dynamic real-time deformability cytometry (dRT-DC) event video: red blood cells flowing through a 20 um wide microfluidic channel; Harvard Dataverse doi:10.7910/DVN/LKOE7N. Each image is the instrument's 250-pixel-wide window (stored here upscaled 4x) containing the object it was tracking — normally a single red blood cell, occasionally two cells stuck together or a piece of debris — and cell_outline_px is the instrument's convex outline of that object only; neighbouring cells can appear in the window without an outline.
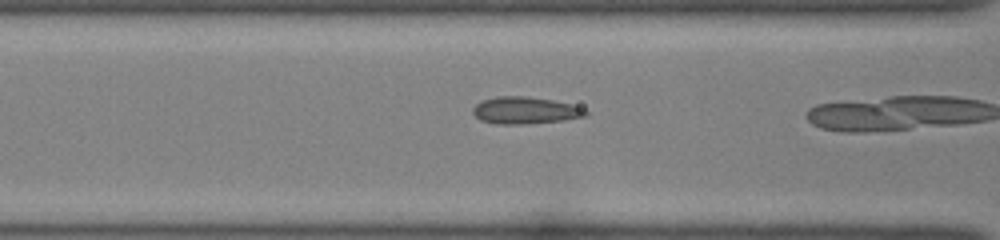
{"species": "common noctule bat (a hibernating species)", "species_latin": "Nyctalus noctula", "temperature_condition": "room temperature", "stored_images_in_passage": 6, "camera_frame_rate_fps": 3000, "um_per_image_px": 0.085, "animal": {"sex": "female", "body_mass_g": 22.0, "forearm_length_mm": 56.7}, "frame": {"image": 1, "passage_image": 5, "time_ms": 1.333, "image_size_px": [1000, 240], "cell_outline_px": [[588, 116], [564, 120], [520, 124], [496, 124], [480, 120], [472, 112], [472, 108], [476, 104], [484, 100], [496, 96], [524, 96], [552, 100], [572, 104], [584, 108], [588, 112]], "centroid_in_image_um": [44.65, 9.38], "position_along_channel_um": 121.9, "area_um2": 17.74}}